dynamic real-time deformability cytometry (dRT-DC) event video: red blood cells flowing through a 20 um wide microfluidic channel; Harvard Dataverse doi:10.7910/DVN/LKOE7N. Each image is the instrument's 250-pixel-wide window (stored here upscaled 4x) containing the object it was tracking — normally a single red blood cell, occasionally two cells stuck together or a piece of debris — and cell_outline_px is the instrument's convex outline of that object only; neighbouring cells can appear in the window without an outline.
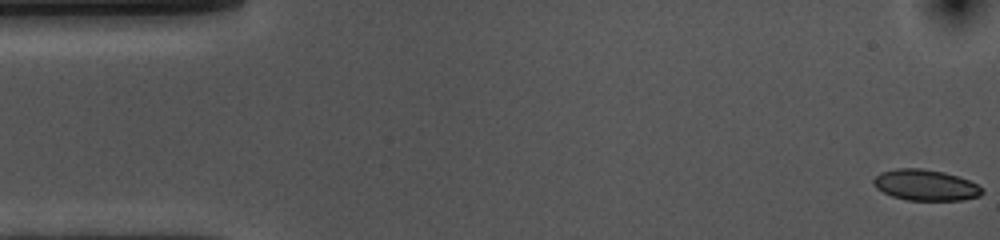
{"species": "common noctule bat (a hibernating species)", "species_latin": "Nyctalus noctula", "temperature_condition": "cold", "stored_images_in_passage": 54, "camera_frame_rate_fps": 3000, "um_per_image_px": 0.085, "animal": {"sex": "female", "body_mass_g": 10.0, "forearm_length_mm": 53.1}, "frame": {"image": 1, "passage_image": 1, "time_ms": 0.0, "image_size_px": [1000, 240], "cell_outline_px": [[984, 192], [980, 196], [964, 200], [908, 200], [892, 196], [876, 188], [872, 184], [872, 180], [880, 172], [896, 168], [920, 168], [944, 172], [968, 180], [984, 188]], "centroid_in_image_um": [78.67, 15.73], "position_along_channel_um": 6.3, "area_um2": 19.65}}
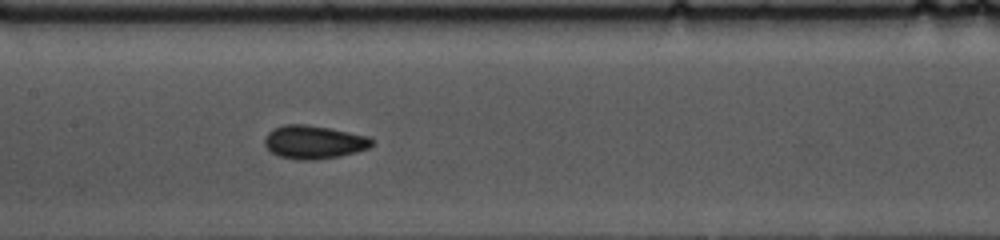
{"frame": {"image": 2, "passage_image": 25, "time_ms": 8.0, "image_size_px": [1000, 240], "cell_outline_px": [[376, 140], [368, 148], [356, 152], [340, 156], [312, 160], [296, 160], [280, 156], [272, 152], [264, 144], [264, 140], [268, 132], [272, 128], [284, 124], [304, 124], [328, 128], [368, 136]], "centroid_in_image_um": [26.67, 12.08], "position_along_channel_um": 180.7, "area_um2": 20.81}}
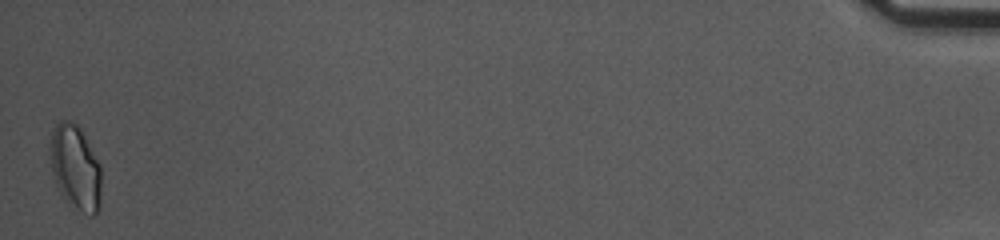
{"frame": {"image": 3, "passage_image": 54, "time_ms": 17.667, "image_size_px": [1000, 240], "cell_outline_px": [[100, 208], [92, 216], [68, 204], [60, 192], [56, 184], [52, 172], [48, 152], [48, 148], [52, 132], [56, 124], [60, 120], [72, 120], [80, 128], [100, 164]], "centroid_in_image_um": [6.38, 14.22], "position_along_channel_um": 428.8, "area_um2": 25.43}}